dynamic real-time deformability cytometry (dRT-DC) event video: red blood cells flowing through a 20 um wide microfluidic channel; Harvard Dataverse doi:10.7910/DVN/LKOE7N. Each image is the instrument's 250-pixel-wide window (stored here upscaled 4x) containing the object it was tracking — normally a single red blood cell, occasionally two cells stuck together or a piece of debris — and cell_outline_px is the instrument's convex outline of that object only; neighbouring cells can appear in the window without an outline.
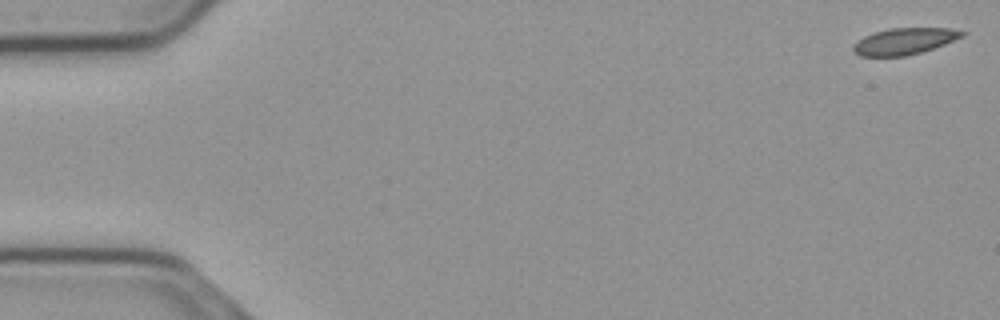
{"species": "common noctule bat (a hibernating species)", "species_latin": "Nyctalus noctula", "temperature_condition": "cold", "stored_images_in_passage": 8, "camera_frame_rate_fps": 3000, "um_per_image_px": 0.085, "animal": {"sex": "male", "body_mass_g": 23.1, "forearm_length_mm": 52.7}, "frame": {"image": 1, "passage_image": 1, "time_ms": 0.0, "image_size_px": [1000, 320], "cell_outline_px": [[968, 32], [964, 36], [944, 44], [920, 52], [904, 56], [860, 56], [852, 52], [852, 44], [856, 40], [864, 36], [888, 28], [952, 28]], "centroid_in_image_um": [76.84, 3.5], "position_along_channel_um": 8.2, "area_um2": 16.88}}